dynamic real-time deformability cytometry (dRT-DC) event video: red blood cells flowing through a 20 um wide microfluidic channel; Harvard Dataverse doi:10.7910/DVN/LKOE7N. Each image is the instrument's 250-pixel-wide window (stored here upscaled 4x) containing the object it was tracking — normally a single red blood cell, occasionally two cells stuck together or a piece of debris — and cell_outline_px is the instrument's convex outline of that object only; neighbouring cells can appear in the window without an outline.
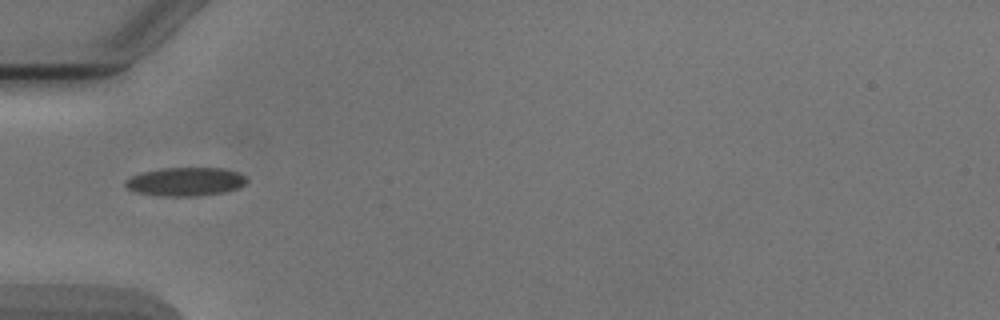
{"species": "Egyptian fruit bat (a non-hibernating species)", "species_latin": "Rousettus aegyptiacus", "temperature_condition": "cold", "stored_images_in_passage": 7, "camera_frame_rate_fps": 3000, "um_per_image_px": 0.085, "animal": {"sex": "male"}, "frame": {"image": 1, "passage_image": 5, "time_ms": 5.667, "image_size_px": [1000, 320], "cell_outline_px": [[248, 180], [244, 184], [236, 188], [224, 192], [196, 196], [160, 196], [136, 192], [128, 188], [124, 184], [124, 180], [132, 176], [144, 172], [164, 168], [220, 168], [236, 172], [244, 176]], "centroid_in_image_um": [15.74, 15.45], "position_along_channel_um": 69.3, "area_um2": 19.94}}
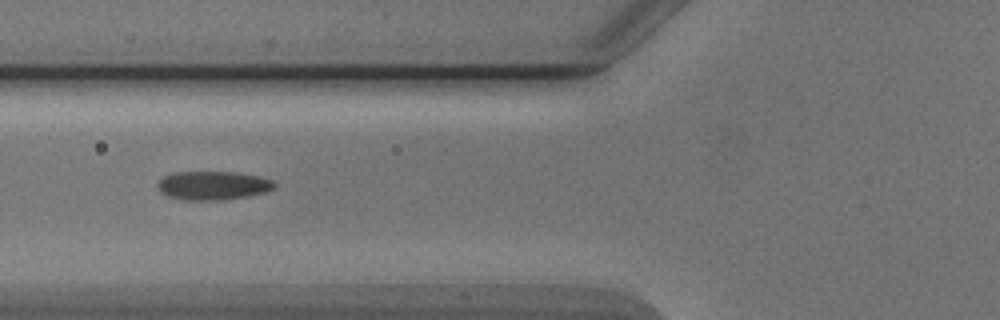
{"frame": {"image": 2, "passage_image": 6, "time_ms": 6.667, "image_size_px": [1000, 320], "cell_outline_px": [[276, 184], [272, 188], [264, 192], [248, 196], [216, 200], [184, 200], [168, 196], [160, 192], [156, 184], [164, 176], [172, 172], [240, 172], [272, 180]], "centroid_in_image_um": [18.05, 15.76], "position_along_channel_um": 107.7, "area_um2": 19.42}}
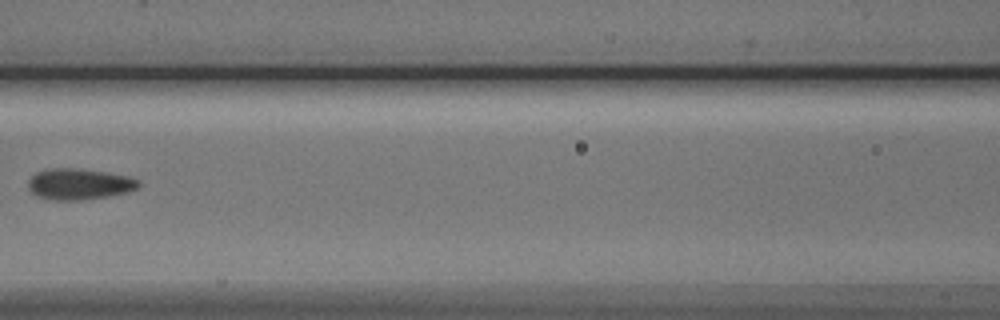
{"frame": {"image": 3, "passage_image": 7, "time_ms": 8.0, "image_size_px": [1000, 320], "cell_outline_px": [[140, 184], [136, 188], [128, 192], [80, 200], [52, 200], [36, 196], [28, 188], [28, 180], [36, 172], [48, 168], [80, 168], [128, 176], [140, 180]], "centroid_in_image_um": [6.69, 15.63], "position_along_channel_um": 159.9, "area_um2": 19.94}}